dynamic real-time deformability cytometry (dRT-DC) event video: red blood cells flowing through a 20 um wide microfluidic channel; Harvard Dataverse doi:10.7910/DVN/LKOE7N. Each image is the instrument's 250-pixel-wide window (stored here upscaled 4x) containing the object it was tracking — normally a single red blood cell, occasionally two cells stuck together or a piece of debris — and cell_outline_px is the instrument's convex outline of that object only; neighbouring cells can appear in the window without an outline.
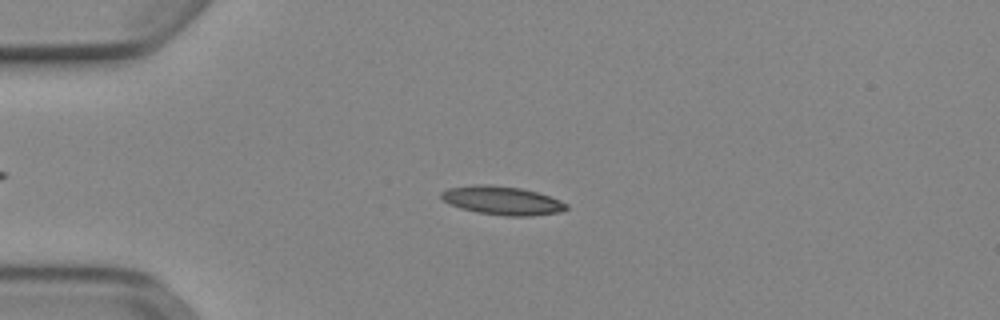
{"species": "Egyptian fruit bat (a non-hibernating species)", "species_latin": "Rousettus aegyptiacus", "temperature_condition": "cold", "stored_images_in_passage": 52, "camera_frame_rate_fps": 3000, "um_per_image_px": 0.085, "animal": {"sex": "female"}, "frame": {"image": 1, "passage_image": 13, "time_ms": 4.0, "image_size_px": [1000, 320], "cell_outline_px": [[568, 208], [560, 212], [528, 216], [504, 216], [476, 212], [460, 208], [444, 200], [440, 196], [440, 192], [448, 188], [476, 184], [488, 184], [520, 188], [536, 192], [560, 200], [568, 204]], "centroid_in_image_um": [42.68, 17.04], "position_along_channel_um": 42.3, "area_um2": 20.75}}
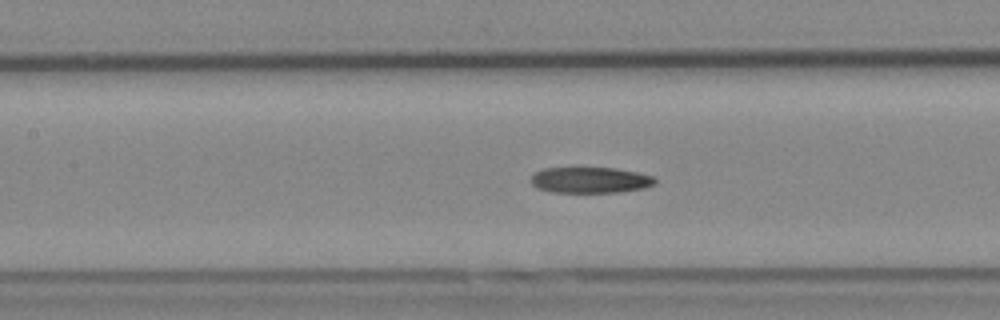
{"frame": {"image": 2, "passage_image": 24, "time_ms": 7.667, "image_size_px": [1000, 320], "cell_outline_px": [[656, 184], [644, 188], [620, 192], [552, 192], [536, 188], [532, 184], [532, 176], [536, 172], [544, 168], [616, 168], [656, 176]], "centroid_in_image_um": [50.21, 15.31], "position_along_channel_um": 157.2, "area_um2": 18.79}}
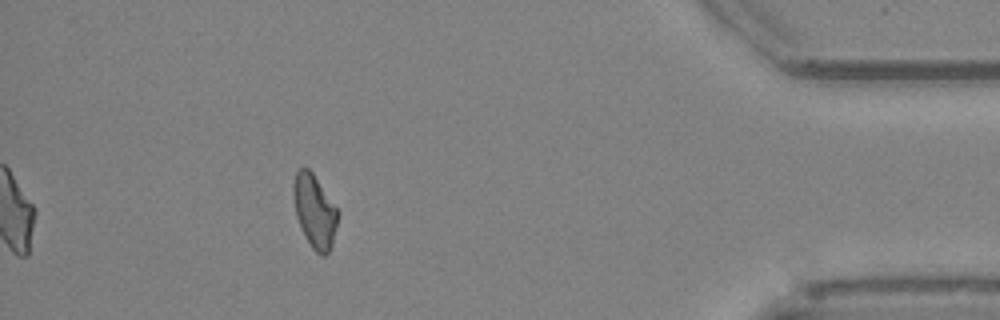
{"frame": {"image": 3, "passage_image": 47, "time_ms": 15.333, "image_size_px": [1000, 320], "cell_outline_px": [[340, 212], [332, 248], [324, 256], [320, 256], [312, 248], [296, 216], [292, 192], [292, 188], [296, 172], [300, 168], [308, 168], [312, 172]], "centroid_in_image_um": [26.77, 17.96], "position_along_channel_um": 408.4, "area_um2": 18.96}, "authors_computed_cell_mechanics": {"area_um2": 19.5075, "velocity_mm_per_s": 3.9042, "shape_relaxation_time_tau1_ms": 10.6646, "shape_relaxation_time_tau2_ms": null, "deformation_change_tau1": 0.236, "deformation_change_tau2": null}}